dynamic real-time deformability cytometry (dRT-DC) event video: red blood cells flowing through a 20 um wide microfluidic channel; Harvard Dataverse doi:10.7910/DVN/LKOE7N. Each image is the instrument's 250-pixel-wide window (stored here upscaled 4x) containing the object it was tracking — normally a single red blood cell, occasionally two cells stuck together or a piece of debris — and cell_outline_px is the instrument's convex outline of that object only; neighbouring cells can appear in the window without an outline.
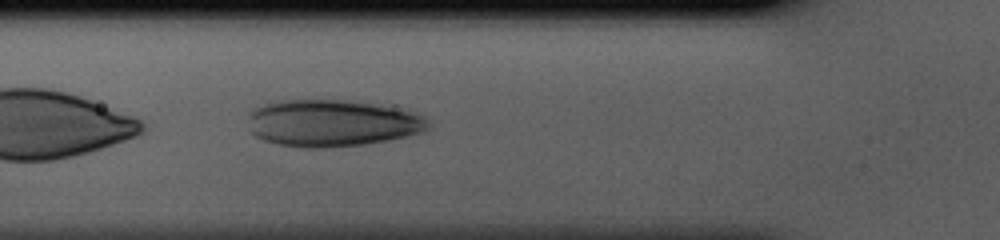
{"species": "human", "species_latin": "Homo sapiens", "temperature_condition": "cold", "stored_images_in_passage": 32, "camera_frame_rate_fps": 3000, "um_per_image_px": 0.085, "donor": {"sex": "male"}, "frame": {"image": 1, "passage_image": 4, "time_ms": 1.0, "image_size_px": [1000, 240], "cell_outline_px": [[432, 124], [424, 132], [388, 140], [364, 144], [324, 148], [304, 148], [280, 144], [264, 140], [256, 136], [252, 132], [248, 112], [256, 108], [280, 100], [340, 100], [372, 104], [392, 108], [424, 116]], "centroid_in_image_um": [28.23, 10.48], "position_along_channel_um": 97.6, "area_um2": 48.61}}
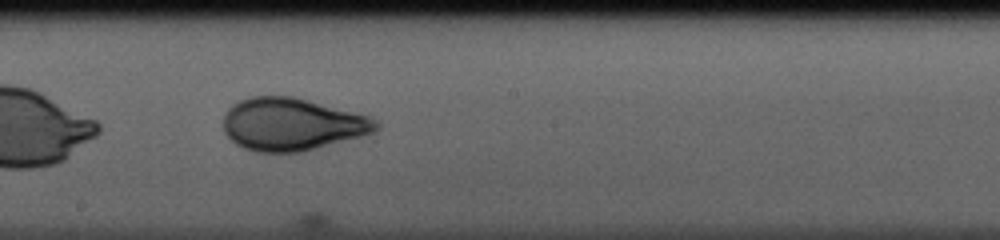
{"frame": {"image": 2, "passage_image": 13, "time_ms": 4.0, "image_size_px": [1000, 240], "cell_outline_px": [[380, 128], [376, 132], [300, 152], [256, 152], [244, 148], [236, 144], [224, 132], [224, 116], [228, 108], [232, 104], [240, 100], [252, 96], [292, 96], [308, 100], [368, 116], [376, 120], [380, 124]], "centroid_in_image_um": [24.8, 10.56], "position_along_channel_um": 223.4, "area_um2": 46.53}}
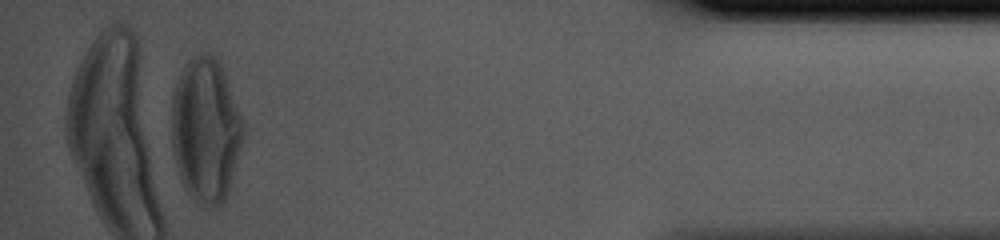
{"frame": {"image": 3, "passage_image": 30, "time_ms": 9.667, "image_size_px": [1000, 240], "cell_outline_px": [[244, 132], [228, 192], [224, 200], [216, 208], [208, 208], [196, 204], [192, 200], [184, 188], [180, 180], [176, 168], [172, 152], [172, 92], [176, 80], [184, 64], [192, 56], [200, 52], [208, 52], [220, 60], [240, 116], [244, 128]], "centroid_in_image_um": [17.44, 11.06], "position_along_channel_um": 417.8, "area_um2": 60.75}}